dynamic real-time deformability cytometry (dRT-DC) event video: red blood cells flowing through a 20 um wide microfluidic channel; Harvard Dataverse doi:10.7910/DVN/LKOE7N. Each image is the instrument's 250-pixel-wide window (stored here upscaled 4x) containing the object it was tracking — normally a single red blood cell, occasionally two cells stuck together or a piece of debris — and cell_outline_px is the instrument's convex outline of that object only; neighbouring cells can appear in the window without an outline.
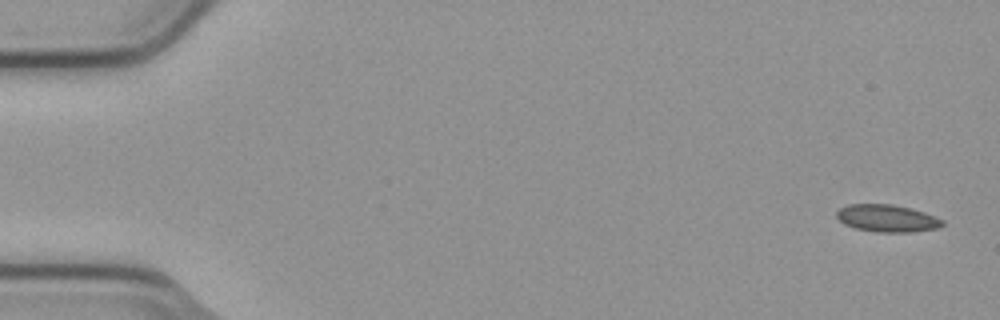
{"species": "common noctule bat (a hibernating species)", "species_latin": "Nyctalus noctula", "temperature_condition": "cold", "stored_images_in_passage": 4, "camera_frame_rate_fps": 3000, "um_per_image_px": 0.085, "animal": {"sex": "male", "body_mass_g": 23.1, "forearm_length_mm": 52.7}, "frame": {"image": 1, "passage_image": 1, "time_ms": 0.0, "image_size_px": [1000, 320], "cell_outline_px": [[944, 224], [936, 228], [912, 232], [876, 232], [856, 228], [844, 224], [836, 216], [836, 212], [840, 208], [848, 204], [892, 204], [912, 208], [924, 212], [944, 220]], "centroid_in_image_um": [75.4, 18.55], "position_along_channel_um": 9.6, "area_um2": 16.82}}